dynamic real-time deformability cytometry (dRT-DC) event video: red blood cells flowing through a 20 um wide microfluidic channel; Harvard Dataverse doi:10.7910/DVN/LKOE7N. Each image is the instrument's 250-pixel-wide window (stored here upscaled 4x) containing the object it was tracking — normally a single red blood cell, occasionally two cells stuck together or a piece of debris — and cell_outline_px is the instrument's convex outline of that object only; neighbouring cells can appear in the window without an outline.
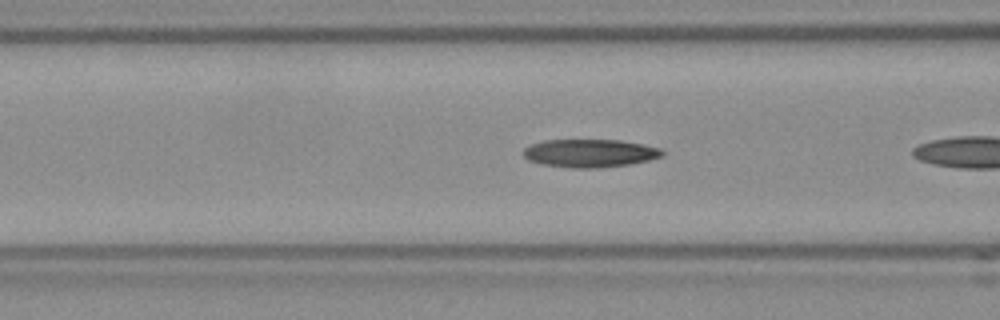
{"species": "Egyptian fruit bat (a non-hibernating species)", "species_latin": "Rousettus aegyptiacus", "temperature_condition": "room temperature", "stored_images_in_passage": 11, "camera_frame_rate_fps": 3000, "um_per_image_px": 0.085, "frame": {"image": 1, "passage_image": 5, "time_ms": 1.333, "image_size_px": [1000, 320], "cell_outline_px": [[664, 156], [648, 160], [628, 164], [596, 168], [572, 168], [544, 164], [528, 160], [524, 156], [524, 148], [532, 144], [544, 140], [620, 140], [660, 148], [664, 152]], "centroid_in_image_um": [50.14, 13.02], "position_along_channel_um": 116.5, "area_um2": 22.48}}